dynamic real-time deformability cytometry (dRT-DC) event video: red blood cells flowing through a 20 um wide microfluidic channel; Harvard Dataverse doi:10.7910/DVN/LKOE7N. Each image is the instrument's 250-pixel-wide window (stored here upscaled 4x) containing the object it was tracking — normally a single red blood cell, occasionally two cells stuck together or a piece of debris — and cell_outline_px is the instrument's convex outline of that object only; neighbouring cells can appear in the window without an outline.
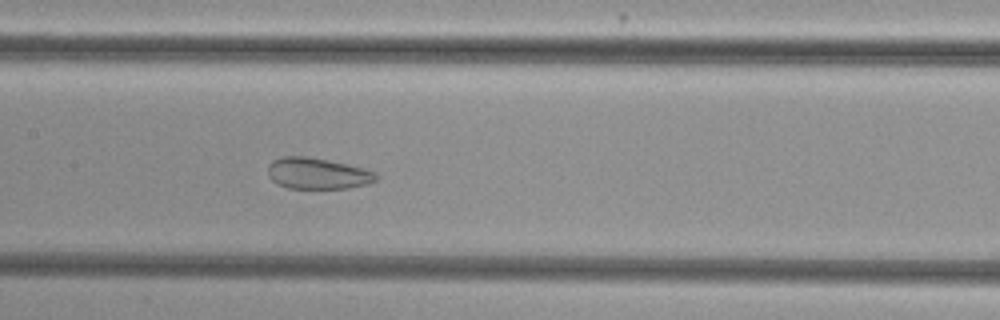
{"species": "common noctule bat (a hibernating species)", "species_latin": "Nyctalus noctula", "temperature_condition": "cold", "stored_images_in_passage": 40, "camera_frame_rate_fps": 3000, "um_per_image_px": 0.085, "animal": {"sex": "female", "body_mass_g": 29.2, "forearm_length_mm": 56.3}, "frame": {"image": 1, "passage_image": 13, "time_ms": 4.0, "image_size_px": [1000, 320], "cell_outline_px": [[380, 180], [368, 184], [348, 188], [288, 188], [276, 184], [268, 176], [268, 164], [272, 160], [284, 156], [308, 156], [348, 164], [364, 168], [376, 172], [380, 176]], "centroid_in_image_um": [27.02, 14.74], "position_along_channel_um": 180.4, "area_um2": 20.06}}
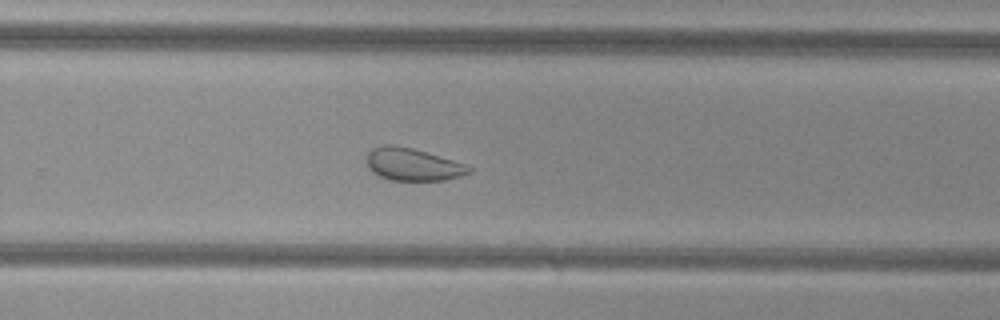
{"frame": {"image": 2, "passage_image": 22, "time_ms": 7.0, "image_size_px": [1000, 320], "cell_outline_px": [[476, 168], [472, 172], [460, 176], [444, 180], [388, 180], [372, 172], [368, 168], [368, 152], [372, 148], [384, 144], [392, 144], [412, 148], [452, 160]], "centroid_in_image_um": [35.09, 13.98], "position_along_channel_um": 294.7, "area_um2": 19.31}}
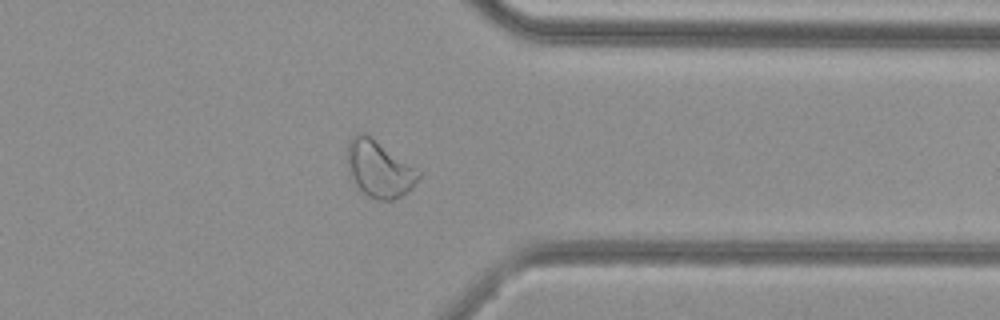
{"frame": {"image": 3, "passage_image": 29, "time_ms": 9.333, "image_size_px": [1000, 320], "cell_outline_px": [[420, 176], [412, 188], [408, 192], [392, 200], [376, 200], [368, 196], [352, 180], [348, 168], [348, 140], [356, 132], [364, 132], [420, 172]], "centroid_in_image_um": [32.2, 14.36], "position_along_channel_um": 379.2, "area_um2": 23.0}, "authors_computed_cell_mechanics": {"area_um2": 21.964, "velocity_mm_per_s": 3.8182, "shape_relaxation_time_tau1_ms": null, "shape_relaxation_time_tau2_ms": 1.4517, "deformation_change_tau1": null, "deformation_change_tau2": 0.0781}}